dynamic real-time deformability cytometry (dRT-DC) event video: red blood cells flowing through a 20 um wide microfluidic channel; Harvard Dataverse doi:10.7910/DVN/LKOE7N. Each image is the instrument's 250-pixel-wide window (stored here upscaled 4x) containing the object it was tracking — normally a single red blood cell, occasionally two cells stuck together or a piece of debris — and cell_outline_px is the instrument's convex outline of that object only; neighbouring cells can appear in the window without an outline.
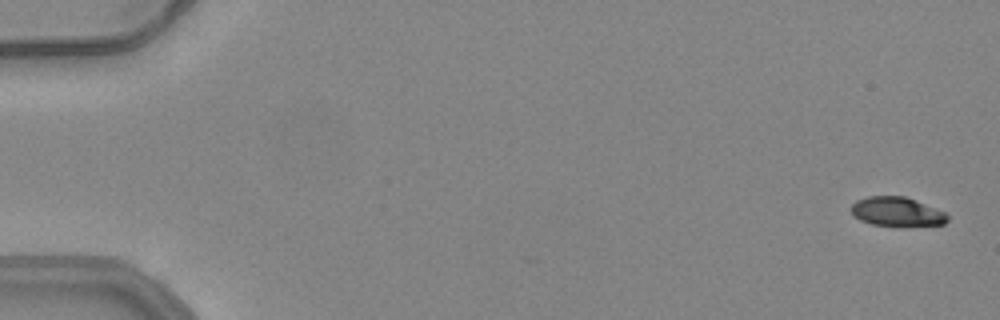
{"species": "common noctule bat (a hibernating species)", "species_latin": "Nyctalus noctula", "temperature_condition": "warm", "stored_images_in_passage": 16, "camera_frame_rate_fps": 3000, "um_per_image_px": 0.085, "animal": {"sex": "female", "body_mass_g": 24.6, "forearm_length_mm": 56.2}, "frame": {"image": 1, "passage_image": 2, "time_ms": 0.333, "image_size_px": [1000, 320], "cell_outline_px": [[948, 220], [944, 224], [872, 224], [860, 220], [852, 216], [848, 208], [856, 200], [868, 196], [904, 196], [944, 212], [948, 216]], "centroid_in_image_um": [76.13, 17.96], "position_along_channel_um": 8.9, "area_um2": 15.84}}
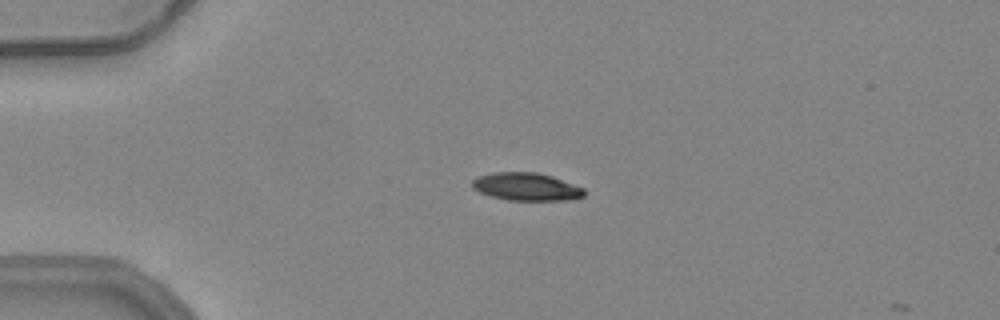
{"frame": {"image": 2, "passage_image": 14, "time_ms": 4.333, "image_size_px": [1000, 320], "cell_outline_px": [[584, 196], [572, 200], [508, 200], [488, 196], [472, 188], [472, 180], [476, 176], [492, 172], [536, 172], [552, 176], [584, 188]], "centroid_in_image_um": [44.7, 15.87], "position_along_channel_um": 40.3, "area_um2": 18.32}}